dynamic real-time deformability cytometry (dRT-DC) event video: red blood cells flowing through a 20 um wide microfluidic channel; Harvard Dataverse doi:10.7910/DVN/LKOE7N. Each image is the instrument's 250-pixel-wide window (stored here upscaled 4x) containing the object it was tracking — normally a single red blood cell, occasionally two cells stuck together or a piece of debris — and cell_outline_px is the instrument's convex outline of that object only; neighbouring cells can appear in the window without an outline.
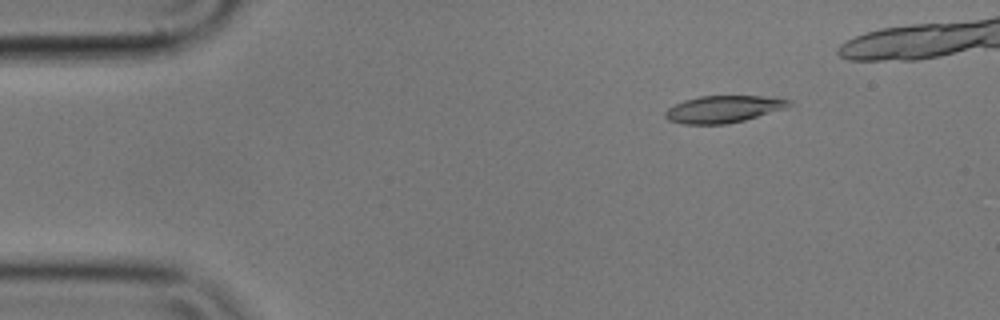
{"species": "common noctule bat (a hibernating species)", "species_latin": "Nyctalus noctula", "temperature_condition": "cold", "stored_images_in_passage": 5, "camera_frame_rate_fps": 3000, "um_per_image_px": 0.085, "animal": {"sex": "male", "body_mass_g": 17.9}, "frame": {"image": 1, "passage_image": 3, "time_ms": 0.667, "image_size_px": [1000, 320], "cell_outline_px": [[792, 104], [784, 108], [744, 120], [728, 124], [684, 124], [668, 120], [664, 116], [664, 112], [668, 108], [684, 100], [700, 96], [776, 96], [792, 100]], "centroid_in_image_um": [61.5, 9.26], "position_along_channel_um": 23.5, "area_um2": 19.54}}